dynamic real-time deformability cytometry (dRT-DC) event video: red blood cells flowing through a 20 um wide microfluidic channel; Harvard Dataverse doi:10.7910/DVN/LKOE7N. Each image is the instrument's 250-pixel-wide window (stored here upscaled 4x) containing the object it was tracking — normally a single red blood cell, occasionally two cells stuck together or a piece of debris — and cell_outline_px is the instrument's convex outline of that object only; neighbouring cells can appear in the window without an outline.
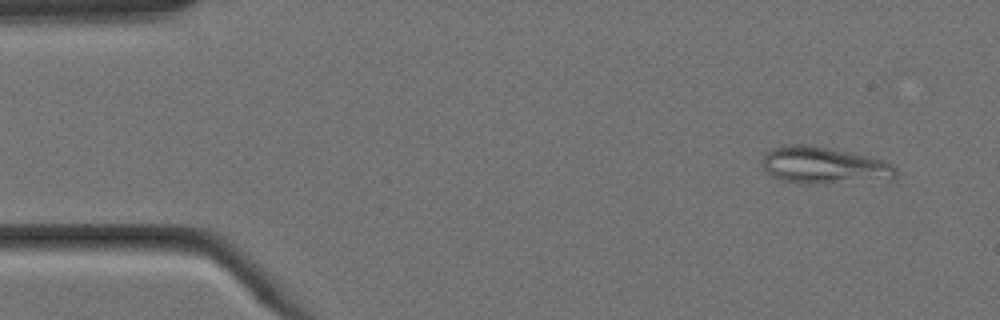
{"species": "Egyptian fruit bat (a non-hibernating species)", "species_latin": "Rousettus aegyptiacus", "temperature_condition": "cold", "stored_images_in_passage": 4, "camera_frame_rate_fps": 3000, "um_per_image_px": 0.085, "animal": {"sex": "female"}, "frame": {"image": 1, "passage_image": 1, "time_ms": 0.0, "image_size_px": [1000, 320], "cell_outline_px": [[896, 176], [892, 180], [824, 184], [800, 184], [780, 180], [772, 176], [764, 168], [764, 152], [772, 148], [784, 144], [804, 144], [852, 152], [884, 160], [896, 168]], "centroid_in_image_um": [70.06, 14.07], "position_along_channel_um": 14.9, "area_um2": 29.25}}